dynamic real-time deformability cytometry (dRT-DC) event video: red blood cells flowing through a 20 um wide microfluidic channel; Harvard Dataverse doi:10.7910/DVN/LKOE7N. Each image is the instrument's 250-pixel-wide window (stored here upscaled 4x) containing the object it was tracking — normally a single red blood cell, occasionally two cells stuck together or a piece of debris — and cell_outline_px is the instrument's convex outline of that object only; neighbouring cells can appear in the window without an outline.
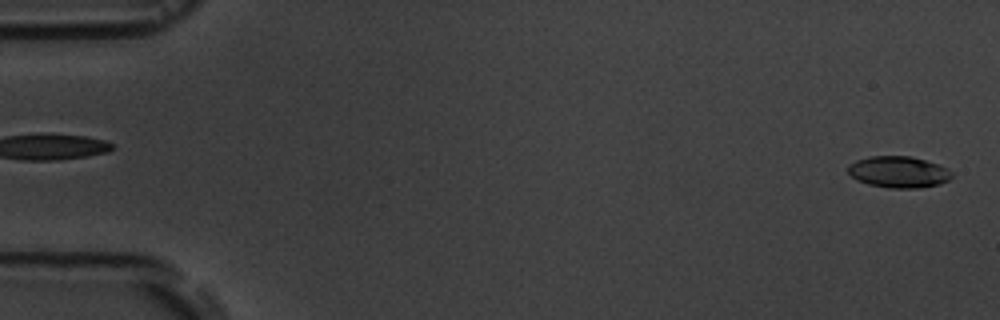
{"species": "common noctule bat (a hibernating species)", "species_latin": "Nyctalus noctula", "temperature_condition": "room temperature", "stored_images_in_passage": 3, "segment_of_instrument_passage": [2, 2], "camera_frame_rate_fps": 3000, "um_per_image_px": 0.085, "animal": {"sex": "male", "body_mass_g": 19.5, "forearm_length_mm": 54.6}, "frame": {"image": 1, "passage_image": 3, "time_ms": 3.0, "image_size_px": [1000, 320], "cell_outline_px": [[952, 176], [948, 180], [940, 184], [916, 188], [888, 188], [868, 184], [856, 180], [848, 172], [848, 164], [856, 160], [868, 156], [912, 156], [948, 168], [952, 172]], "centroid_in_image_um": [76.35, 14.62], "position_along_channel_um": 8.6, "area_um2": 19.07}}